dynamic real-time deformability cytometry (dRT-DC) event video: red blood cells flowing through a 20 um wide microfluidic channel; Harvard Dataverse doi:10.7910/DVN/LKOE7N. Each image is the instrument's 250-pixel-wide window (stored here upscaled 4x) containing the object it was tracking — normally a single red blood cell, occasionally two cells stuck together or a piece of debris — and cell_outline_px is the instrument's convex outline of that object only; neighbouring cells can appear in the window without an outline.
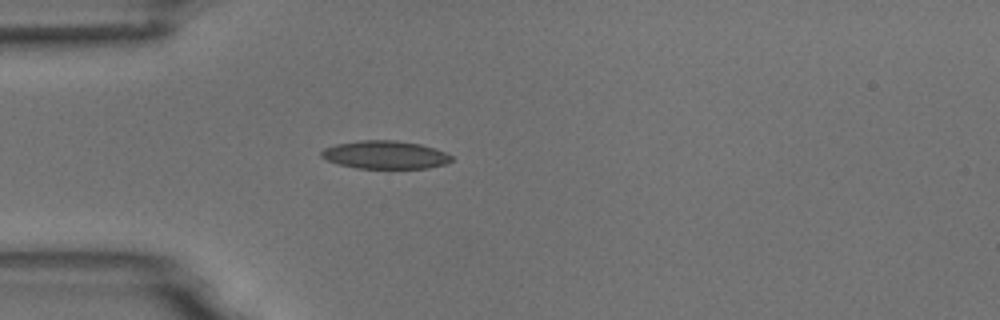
{"species": "common noctule bat (a hibernating species)", "species_latin": "Nyctalus noctula", "temperature_condition": "room temperature", "stored_images_in_passage": 1, "camera_frame_rate_fps": 3000, "um_per_image_px": 0.085, "animal": {"sex": "male", "body_mass_g": 18.8}, "frame": {"image": 1, "passage_image": 1, "time_ms": 0.0, "image_size_px": [1000, 320], "cell_outline_px": [[452, 160], [444, 164], [428, 168], [356, 168], [340, 164], [328, 160], [320, 156], [320, 152], [324, 148], [336, 144], [360, 140], [396, 140], [420, 144], [444, 152], [452, 156]], "centroid_in_image_um": [32.71, 13.15], "position_along_channel_um": 52.3, "area_um2": 21.1}}